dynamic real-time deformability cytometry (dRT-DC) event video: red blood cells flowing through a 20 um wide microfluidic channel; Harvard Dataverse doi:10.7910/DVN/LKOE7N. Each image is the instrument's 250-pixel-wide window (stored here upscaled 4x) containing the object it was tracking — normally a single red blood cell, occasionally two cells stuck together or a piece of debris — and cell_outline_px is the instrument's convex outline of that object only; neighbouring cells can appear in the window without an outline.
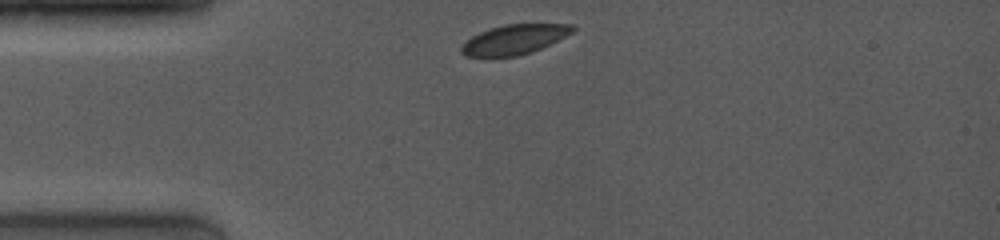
{"species": "common noctule bat (a hibernating species)", "species_latin": "Nyctalus noctula", "temperature_condition": "room temperature", "stored_images_in_passage": 21, "camera_frame_rate_fps": 4000, "um_per_image_px": 0.085, "animal": {"sex": "female", "body_mass_g": 19.0, "forearm_length_mm": 53.3}, "frame": {"image": 1, "passage_image": 1, "time_ms": 0.0, "image_size_px": [1000, 240], "cell_outline_px": [[576, 28], [572, 32], [532, 52], [516, 56], [492, 60], [484, 60], [464, 56], [460, 52], [460, 48], [464, 40], [480, 32], [504, 24], [572, 24]], "centroid_in_image_um": [43.57, 3.42], "position_along_channel_um": 41.4, "area_um2": 19.88}}
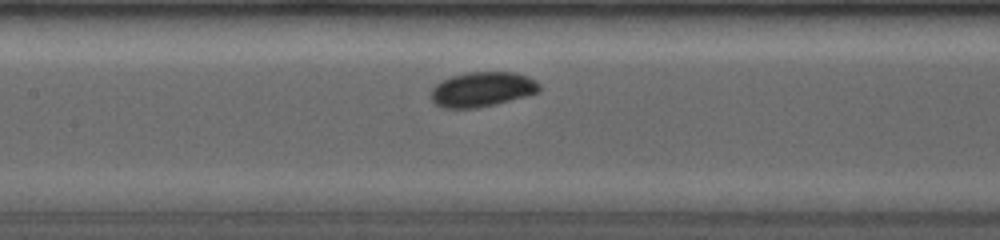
{"frame": {"image": 2, "passage_image": 9, "time_ms": 3.75, "image_size_px": [1000, 240], "cell_outline_px": [[540, 92], [496, 104], [476, 108], [444, 108], [436, 104], [432, 100], [432, 88], [440, 80], [452, 76], [468, 72], [516, 72], [528, 76], [536, 80], [540, 84]], "centroid_in_image_um": [41.01, 7.58], "position_along_channel_um": 166.4, "area_um2": 22.08}}
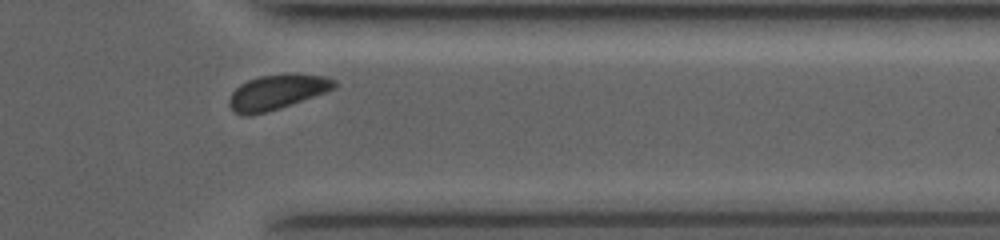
{"frame": {"image": 3, "passage_image": 19, "time_ms": 9.25, "image_size_px": [1000, 240], "cell_outline_px": [[336, 88], [280, 108], [248, 116], [236, 112], [228, 104], [228, 100], [232, 92], [240, 84], [248, 80], [260, 76], [292, 72], [324, 76], [336, 80]], "centroid_in_image_um": [23.56, 7.79], "position_along_channel_um": 387.8, "area_um2": 21.33}}